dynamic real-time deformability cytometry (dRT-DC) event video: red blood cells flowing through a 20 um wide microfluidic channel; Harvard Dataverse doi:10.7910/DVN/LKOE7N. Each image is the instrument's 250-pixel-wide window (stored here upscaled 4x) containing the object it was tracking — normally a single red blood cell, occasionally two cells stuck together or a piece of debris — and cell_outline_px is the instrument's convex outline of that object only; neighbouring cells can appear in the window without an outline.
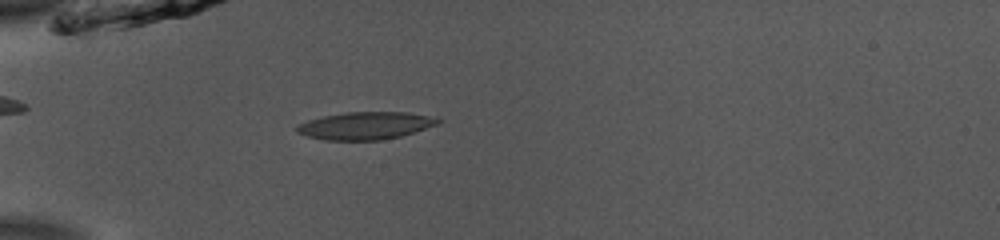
{"species": "common noctule bat (a hibernating species)", "species_latin": "Nyctalus noctula", "temperature_condition": "room temperature", "stored_images_in_passage": 18, "camera_frame_rate_fps": 3000, "um_per_image_px": 0.085, "animal": {"sex": "male", "body_mass_g": 13.0, "forearm_length_mm": 53.1}, "frame": {"image": 1, "passage_image": 1, "time_ms": 0.0, "image_size_px": [1000, 240], "cell_outline_px": [[444, 120], [440, 124], [400, 136], [380, 140], [324, 140], [308, 136], [296, 132], [296, 128], [300, 124], [308, 120], [324, 116], [344, 112], [408, 112], [428, 116]], "centroid_in_image_um": [31.09, 10.68], "position_along_channel_um": 53.9, "area_um2": 22.54}}
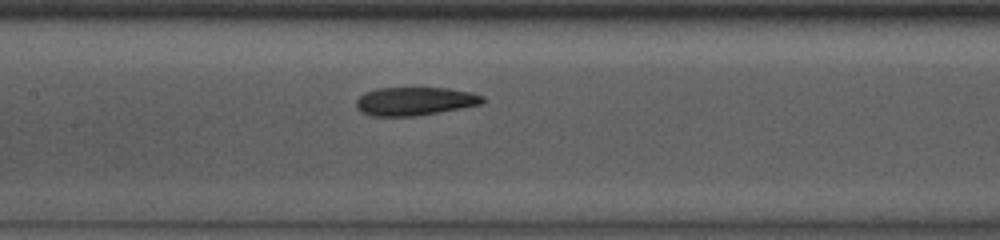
{"frame": {"image": 2, "passage_image": 11, "time_ms": 3.333, "image_size_px": [1000, 240], "cell_outline_px": [[488, 100], [480, 104], [460, 108], [416, 116], [372, 116], [360, 112], [356, 108], [356, 100], [360, 96], [376, 88], [448, 88], [472, 92], [484, 96]], "centroid_in_image_um": [35.27, 8.6], "position_along_channel_um": 172.1, "area_um2": 20.92}}
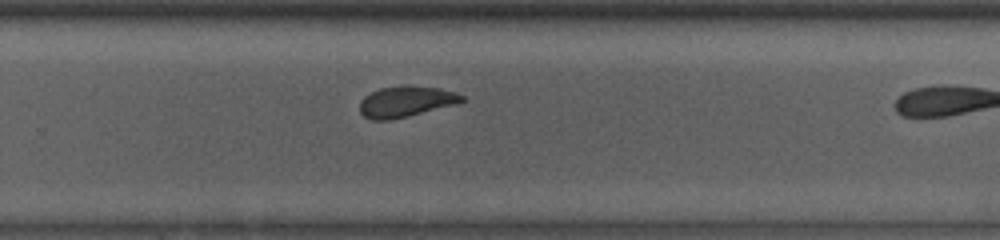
{"frame": {"image": 3, "passage_image": 17, "time_ms": 5.333, "image_size_px": [1000, 240], "cell_outline_px": [[464, 100], [460, 104], [408, 116], [388, 120], [372, 120], [364, 116], [360, 112], [360, 100], [364, 96], [380, 88], [404, 84], [440, 88], [456, 92], [464, 96]], "centroid_in_image_um": [34.54, 8.62], "position_along_channel_um": 295.3, "area_um2": 18.73}}